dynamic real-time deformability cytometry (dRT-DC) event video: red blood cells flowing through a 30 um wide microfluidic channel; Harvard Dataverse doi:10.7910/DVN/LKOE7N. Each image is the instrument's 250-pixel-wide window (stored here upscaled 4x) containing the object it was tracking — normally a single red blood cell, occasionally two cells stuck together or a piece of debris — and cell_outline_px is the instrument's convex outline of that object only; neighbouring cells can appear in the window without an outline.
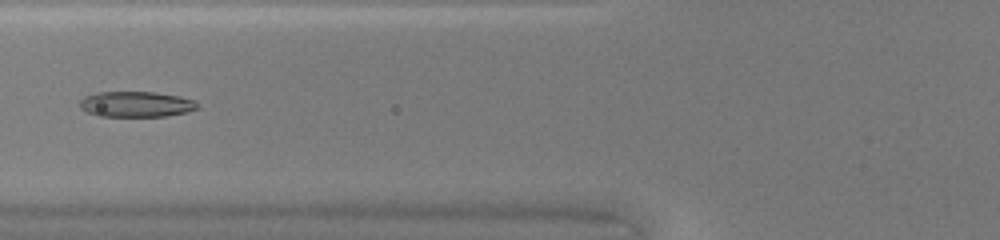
{"species": "common noctule bat (a hibernating species)", "species_latin": "Nyctalus noctula", "temperature_condition": "warm", "stored_images_in_passage": 35, "camera_frame_rate_fps": 3000, "um_per_image_px": 0.085, "animal": {"sex": "female", "body_mass_g": 20.0, "forearm_length_mm": 54.0}, "frame": {"image": 1, "passage_image": 7, "time_ms": 2.0, "image_size_px": [1000, 240], "cell_outline_px": [[200, 108], [188, 112], [168, 116], [96, 116], [80, 108], [80, 100], [84, 96], [96, 92], [156, 92], [180, 96], [196, 100], [200, 104]], "centroid_in_image_um": [11.62, 8.86], "position_along_channel_um": 114.2, "area_um2": 17.86}}
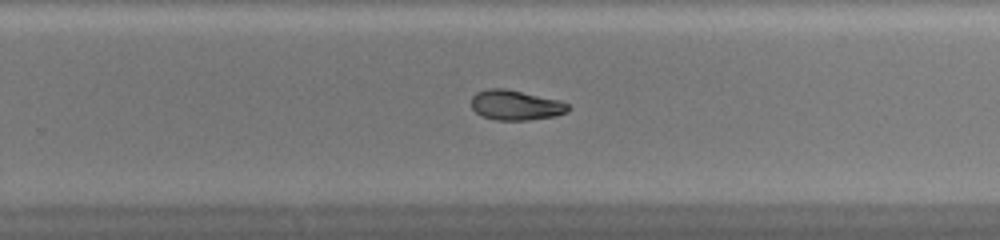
{"frame": {"image": 2, "passage_image": 19, "time_ms": 6.0, "image_size_px": [1000, 240], "cell_outline_px": [[568, 112], [556, 116], [528, 120], [496, 120], [480, 116], [472, 108], [472, 96], [476, 92], [488, 88], [504, 88], [560, 100], [568, 104]], "centroid_in_image_um": [43.82, 8.94], "position_along_channel_um": 286.0, "area_um2": 16.99}}
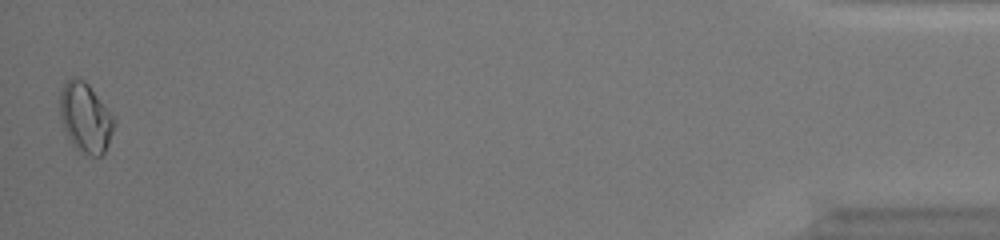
{"frame": {"image": 3, "passage_image": 35, "time_ms": 11.333, "image_size_px": [1000, 240], "cell_outline_px": [[116, 124], [108, 144], [104, 152], [100, 156], [88, 156], [80, 152], [72, 144], [64, 128], [60, 116], [60, 92], [64, 84], [72, 76], [84, 80], [88, 84], [116, 120]], "centroid_in_image_um": [7.26, 10.02], "position_along_channel_um": 427.9, "area_um2": 21.91}, "authors_computed_cell_mechanics": {"area_um2": 17.4556, "velocity_mm_per_s": 4.2991, "shape_relaxation_time_tau1_ms": null, "shape_relaxation_time_tau2_ms": 7.0257, "deformation_change_tau1": null, "deformation_change_tau2": 0.1283}}